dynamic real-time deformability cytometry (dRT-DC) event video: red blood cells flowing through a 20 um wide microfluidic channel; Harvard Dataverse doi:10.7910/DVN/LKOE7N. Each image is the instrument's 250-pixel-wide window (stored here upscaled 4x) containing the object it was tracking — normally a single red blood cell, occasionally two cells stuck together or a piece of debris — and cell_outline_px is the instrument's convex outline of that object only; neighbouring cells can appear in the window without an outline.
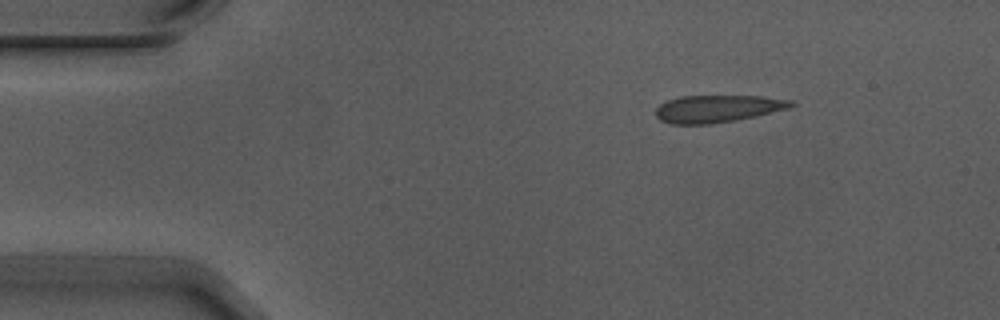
{"species": "Egyptian fruit bat (a non-hibernating species)", "species_latin": "Rousettus aegyptiacus", "temperature_condition": "warm", "stored_images_in_passage": 4, "camera_frame_rate_fps": 3000, "um_per_image_px": 0.085, "animal": {"sex": "male"}, "frame": {"image": 1, "passage_image": 1, "time_ms": 0.0, "image_size_px": [1000, 320], "cell_outline_px": [[796, 104], [792, 108], [756, 116], [708, 124], [672, 124], [660, 120], [656, 116], [656, 108], [660, 104], [668, 100], [680, 96], [760, 96], [792, 100]], "centroid_in_image_um": [61.02, 9.23], "position_along_channel_um": 24.0, "area_um2": 21.5}}
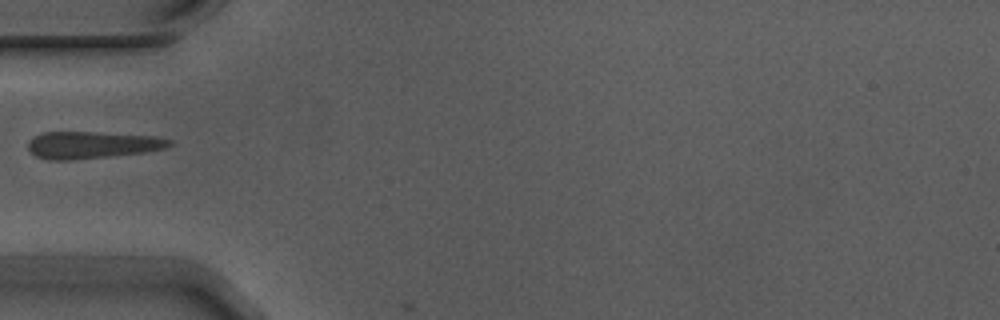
{"frame": {"image": 2, "passage_image": 3, "time_ms": 0.667, "image_size_px": [1000, 320], "cell_outline_px": [[176, 144], [164, 148], [144, 152], [72, 160], [48, 160], [36, 156], [28, 148], [28, 140], [44, 132], [96, 132], [156, 136], [172, 140]], "centroid_in_image_um": [7.85, 12.31], "position_along_channel_um": 77.2, "area_um2": 22.25}}